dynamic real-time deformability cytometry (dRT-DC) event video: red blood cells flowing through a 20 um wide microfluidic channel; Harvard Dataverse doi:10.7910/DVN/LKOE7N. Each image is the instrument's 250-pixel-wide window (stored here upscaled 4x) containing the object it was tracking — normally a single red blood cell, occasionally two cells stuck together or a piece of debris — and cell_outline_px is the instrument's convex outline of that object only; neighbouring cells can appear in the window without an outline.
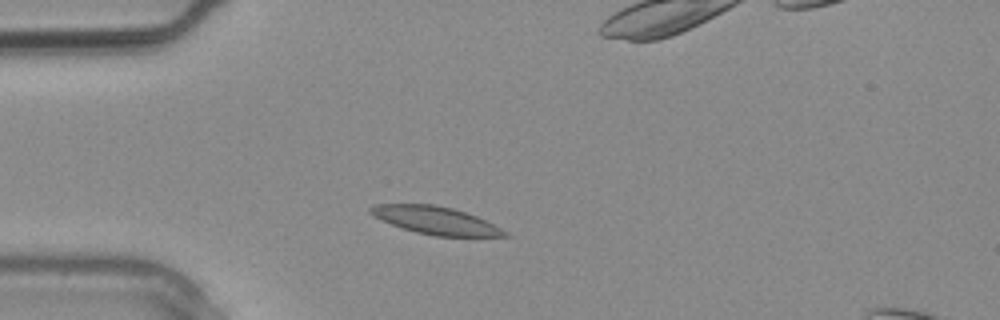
{"species": "common noctule bat (a hibernating species)", "species_latin": "Nyctalus noctula", "temperature_condition": "warm", "stored_images_in_passage": 3, "camera_frame_rate_fps": 3000, "um_per_image_px": 0.085, "animal": {"sex": "male", "body_mass_g": 20.4}, "frame": {"image": 1, "passage_image": 2, "time_ms": 0.333, "image_size_px": [1000, 320], "cell_outline_px": [[512, 236], [436, 236], [416, 232], [380, 220], [372, 216], [368, 212], [368, 208], [376, 204], [432, 204], [452, 208], [476, 216], [508, 232]], "centroid_in_image_um": [36.98, 18.73], "position_along_channel_um": 48.0, "area_um2": 21.44}}